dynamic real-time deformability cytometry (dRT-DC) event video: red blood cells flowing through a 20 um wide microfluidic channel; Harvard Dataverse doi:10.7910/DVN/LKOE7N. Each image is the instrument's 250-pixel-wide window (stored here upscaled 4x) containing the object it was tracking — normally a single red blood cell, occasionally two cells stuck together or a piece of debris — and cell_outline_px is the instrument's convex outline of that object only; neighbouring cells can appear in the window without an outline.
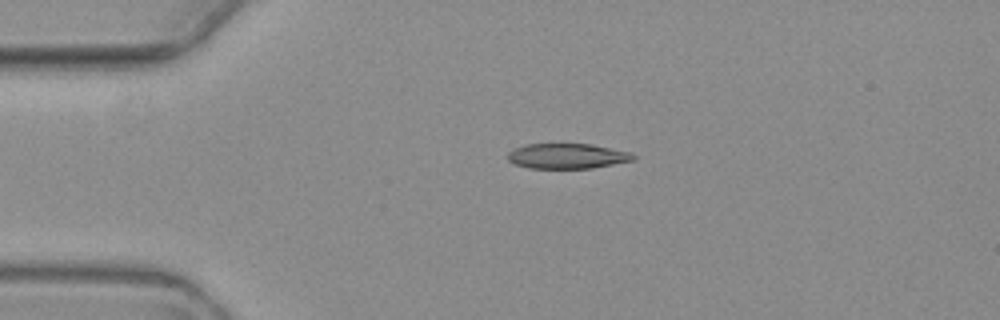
{"species": "common noctule bat (a hibernating species)", "species_latin": "Nyctalus noctula", "temperature_condition": "warm", "stored_images_in_passage": 4, "camera_frame_rate_fps": 3000, "um_per_image_px": 0.085, "animal": {"sex": "female", "body_mass_g": 19.3, "forearm_length_mm": 54.1}, "frame": {"image": 1, "passage_image": 4, "time_ms": 3.667, "image_size_px": [1000, 320], "cell_outline_px": [[636, 160], [592, 168], [528, 168], [512, 164], [508, 160], [508, 152], [512, 148], [524, 144], [592, 144], [628, 152], [636, 156]], "centroid_in_image_um": [48.16, 13.27], "position_along_channel_um": 36.8, "area_um2": 18.55}}